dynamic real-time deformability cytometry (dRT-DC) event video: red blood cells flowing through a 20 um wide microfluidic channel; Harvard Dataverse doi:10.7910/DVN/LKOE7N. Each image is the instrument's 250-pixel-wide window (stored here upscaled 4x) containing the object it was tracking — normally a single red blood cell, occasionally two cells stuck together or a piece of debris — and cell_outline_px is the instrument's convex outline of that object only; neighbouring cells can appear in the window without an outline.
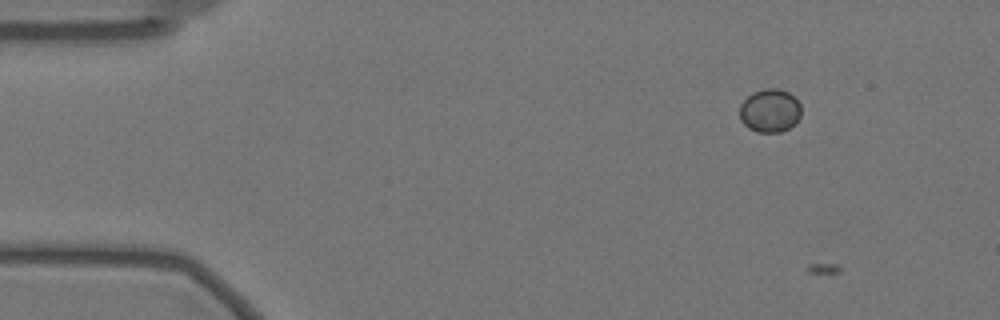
{"species": "Egyptian fruit bat (a non-hibernating species)", "species_latin": "Rousettus aegyptiacus", "temperature_condition": "warm", "stored_images_in_passage": 8, "camera_frame_rate_fps": 3000, "um_per_image_px": 0.085, "animal": {"sex": "female"}, "frame": {"image": 1, "passage_image": 7, "time_ms": 2.0, "image_size_px": [1000, 320], "cell_outline_px": [[800, 116], [788, 128], [780, 132], [756, 132], [748, 128], [740, 120], [740, 104], [752, 92], [764, 88], [780, 88], [788, 92], [800, 104]], "centroid_in_image_um": [65.4, 9.39], "position_along_channel_um": 19.6, "area_um2": 15.49}}